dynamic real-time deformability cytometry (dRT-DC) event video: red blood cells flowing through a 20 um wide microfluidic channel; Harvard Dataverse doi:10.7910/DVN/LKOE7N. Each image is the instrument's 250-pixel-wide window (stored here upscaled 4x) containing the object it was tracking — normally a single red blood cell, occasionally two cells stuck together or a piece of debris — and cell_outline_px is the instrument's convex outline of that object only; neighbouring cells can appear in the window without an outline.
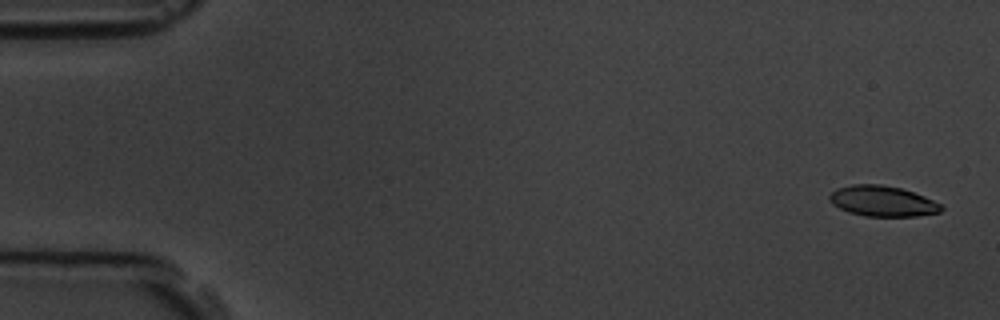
{"species": "common noctule bat (a hibernating species)", "species_latin": "Nyctalus noctula", "temperature_condition": "room temperature", "stored_images_in_passage": 4, "camera_frame_rate_fps": 3000, "um_per_image_px": 0.085, "animal": {"sex": "male", "body_mass_g": 19.5, "forearm_length_mm": 54.6}, "frame": {"image": 1, "passage_image": 1, "time_ms": 0.0, "image_size_px": [1000, 320], "cell_outline_px": [[944, 208], [940, 212], [916, 216], [864, 216], [848, 212], [832, 204], [828, 200], [828, 196], [836, 188], [852, 184], [880, 184], [900, 188], [924, 196], [940, 204]], "centroid_in_image_um": [74.97, 17.09], "position_along_channel_um": 10.0, "area_um2": 19.88}}
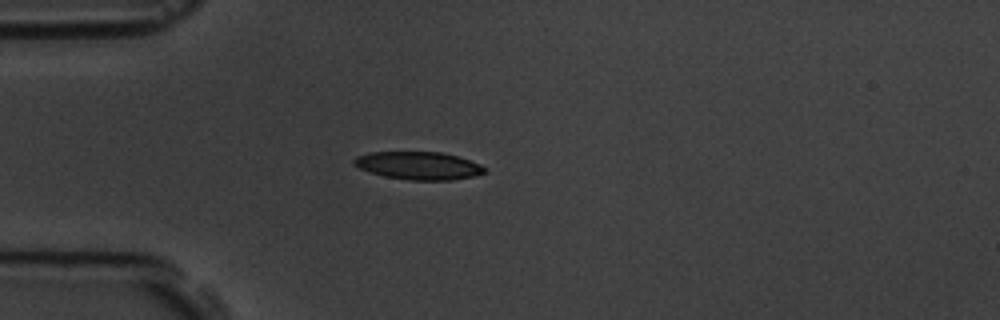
{"frame": {"image": 2, "passage_image": 4, "time_ms": 4.333, "image_size_px": [1000, 320], "cell_outline_px": [[488, 172], [472, 176], [452, 180], [408, 180], [384, 176], [360, 168], [352, 164], [352, 160], [356, 156], [368, 152], [440, 152], [456, 156], [480, 164]], "centroid_in_image_um": [35.55, 14.07], "position_along_channel_um": 49.5, "area_um2": 21.1}}